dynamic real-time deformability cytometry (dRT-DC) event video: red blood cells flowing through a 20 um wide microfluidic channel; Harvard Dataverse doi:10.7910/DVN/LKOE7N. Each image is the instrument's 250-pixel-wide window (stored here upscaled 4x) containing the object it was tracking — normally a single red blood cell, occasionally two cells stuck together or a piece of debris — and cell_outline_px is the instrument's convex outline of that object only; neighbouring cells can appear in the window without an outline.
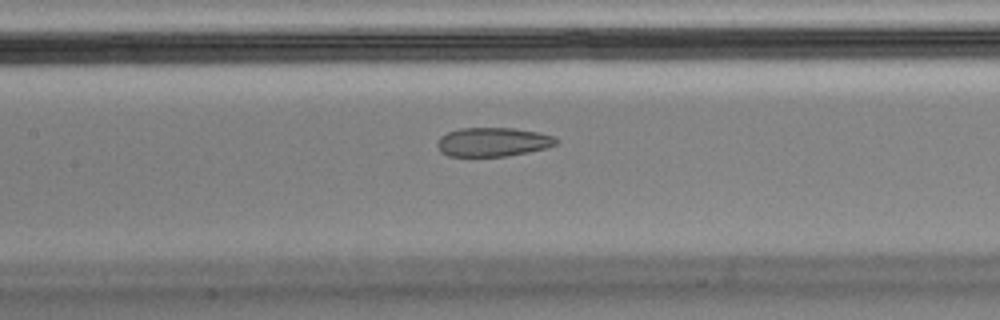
{"species": "Egyptian fruit bat (a non-hibernating species)", "species_latin": "Rousettus aegyptiacus", "temperature_condition": "cold", "stored_images_in_passage": 53, "camera_frame_rate_fps": 3000, "um_per_image_px": 0.085, "animal": {"sex": "male"}, "frame": {"image": 1, "passage_image": 23, "time_ms": 7.333, "image_size_px": [1000, 320], "cell_outline_px": [[556, 144], [544, 148], [528, 152], [508, 156], [448, 156], [440, 152], [436, 144], [440, 136], [448, 132], [460, 128], [512, 128], [540, 132], [552, 136], [556, 140]], "centroid_in_image_um": [41.84, 12.07], "position_along_channel_um": 165.6, "area_um2": 20.0}, "authors_computed_cell_mechanics": {"area_um2": 22.4264, "velocity_mm_per_s": 3.5714, "shape_relaxation_time_tau1_ms": null, "shape_relaxation_time_tau2_ms": 1.6549, "deformation_change_tau1": null, "deformation_change_tau2": 0.0762}}